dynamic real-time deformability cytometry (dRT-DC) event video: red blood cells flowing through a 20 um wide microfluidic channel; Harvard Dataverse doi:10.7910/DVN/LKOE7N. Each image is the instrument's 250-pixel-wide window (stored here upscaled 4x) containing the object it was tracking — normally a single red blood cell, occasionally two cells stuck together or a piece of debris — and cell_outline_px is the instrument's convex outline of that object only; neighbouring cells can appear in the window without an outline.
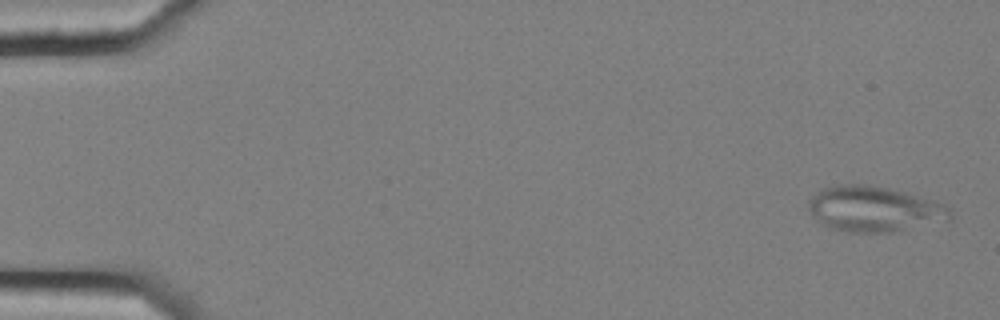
{"species": "common noctule bat (a hibernating species)", "species_latin": "Nyctalus noctula", "temperature_condition": "cold", "stored_images_in_passage": 5, "camera_frame_rate_fps": 3000, "um_per_image_px": 0.085, "animal": {"sex": "female", "body_mass_g": 25.1}, "frame": {"image": 1, "passage_image": 1, "time_ms": 0.0, "image_size_px": [1000, 320], "cell_outline_px": [[952, 220], [900, 232], [848, 232], [828, 228], [820, 224], [812, 216], [808, 208], [808, 200], [820, 188], [832, 184], [868, 184], [888, 188], [936, 200], [944, 204], [948, 208], [952, 216]], "centroid_in_image_um": [74.3, 17.77], "position_along_channel_um": 10.7, "area_um2": 38.49}}
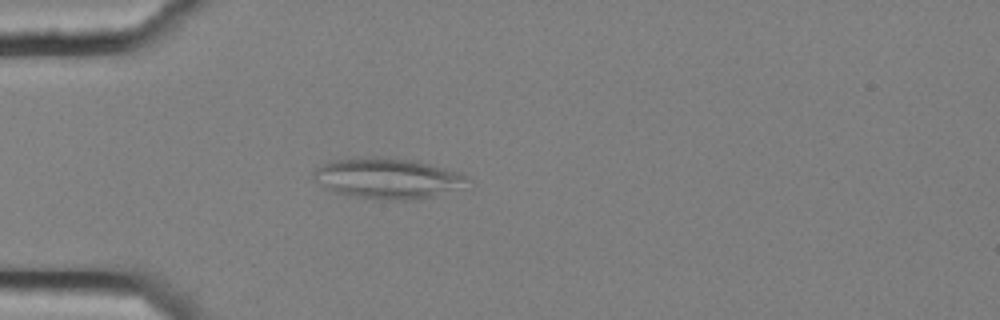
{"frame": {"image": 2, "passage_image": 5, "time_ms": 1.333, "image_size_px": [1000, 320], "cell_outline_px": [[468, 176], [464, 180], [432, 196], [404, 200], [376, 200], [336, 192], [324, 188], [312, 176], [312, 172], [316, 168], [324, 164], [336, 160], [356, 156], [380, 156], [416, 160], [460, 172]], "centroid_in_image_um": [32.78, 15.12], "position_along_channel_um": 52.2, "area_um2": 35.66}}